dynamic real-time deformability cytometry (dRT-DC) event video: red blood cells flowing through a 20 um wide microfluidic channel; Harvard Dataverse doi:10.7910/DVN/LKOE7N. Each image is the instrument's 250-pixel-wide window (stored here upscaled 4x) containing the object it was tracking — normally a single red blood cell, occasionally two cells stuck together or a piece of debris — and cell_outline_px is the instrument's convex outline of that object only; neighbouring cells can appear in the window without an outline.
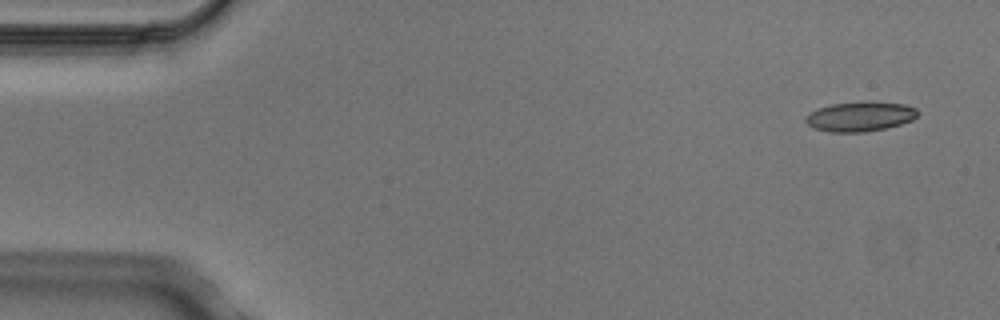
{"species": "Egyptian fruit bat (a non-hibernating species)", "species_latin": "Rousettus aegyptiacus", "temperature_condition": "cold", "stored_images_in_passage": 6, "camera_frame_rate_fps": 3000, "um_per_image_px": 0.085, "animal": {"sex": "male"}, "frame": {"image": 1, "passage_image": 1, "time_ms": 0.0, "image_size_px": [1000, 320], "cell_outline_px": [[920, 112], [912, 120], [900, 124], [884, 128], [864, 132], [828, 132], [812, 128], [804, 120], [804, 116], [816, 108], [832, 104], [864, 100], [868, 100], [904, 104], [916, 108]], "centroid_in_image_um": [73.08, 9.88], "position_along_channel_um": 11.9, "area_um2": 19.83}}
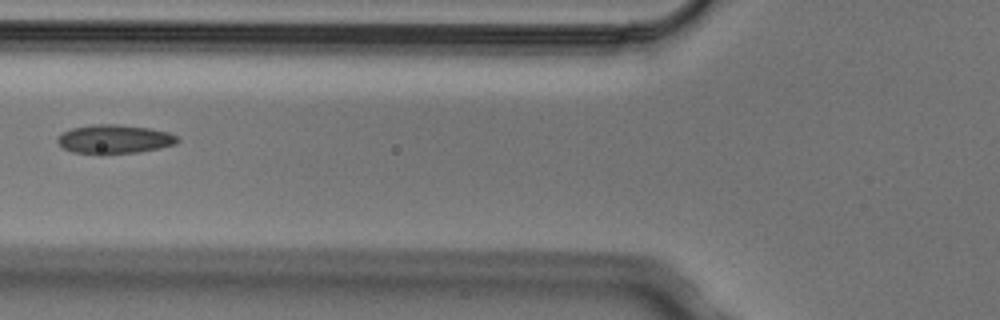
{"frame": {"image": 2, "passage_image": 5, "time_ms": 1.333, "image_size_px": [1000, 320], "cell_outline_px": [[180, 140], [176, 144], [160, 148], [140, 152], [104, 156], [96, 156], [72, 152], [64, 148], [56, 140], [56, 136], [72, 128], [92, 124], [120, 124], [152, 128], [168, 132], [176, 136]], "centroid_in_image_um": [9.71, 11.86], "position_along_channel_um": 116.1, "area_um2": 20.98}}
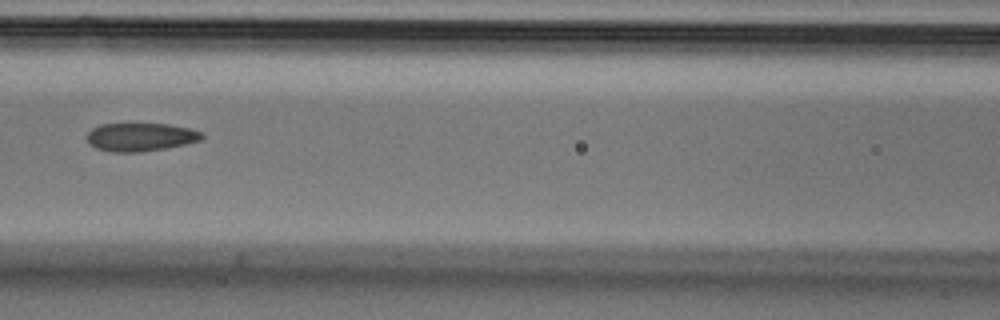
{"frame": {"image": 3, "passage_image": 6, "time_ms": 1.667, "image_size_px": [1000, 320], "cell_outline_px": [[204, 136], [200, 140], [184, 144], [164, 148], [140, 152], [112, 152], [96, 148], [88, 144], [88, 132], [92, 128], [100, 124], [168, 124], [188, 128], [200, 132]], "centroid_in_image_um": [11.9, 11.65], "position_along_channel_um": 154.7, "area_um2": 18.73}}